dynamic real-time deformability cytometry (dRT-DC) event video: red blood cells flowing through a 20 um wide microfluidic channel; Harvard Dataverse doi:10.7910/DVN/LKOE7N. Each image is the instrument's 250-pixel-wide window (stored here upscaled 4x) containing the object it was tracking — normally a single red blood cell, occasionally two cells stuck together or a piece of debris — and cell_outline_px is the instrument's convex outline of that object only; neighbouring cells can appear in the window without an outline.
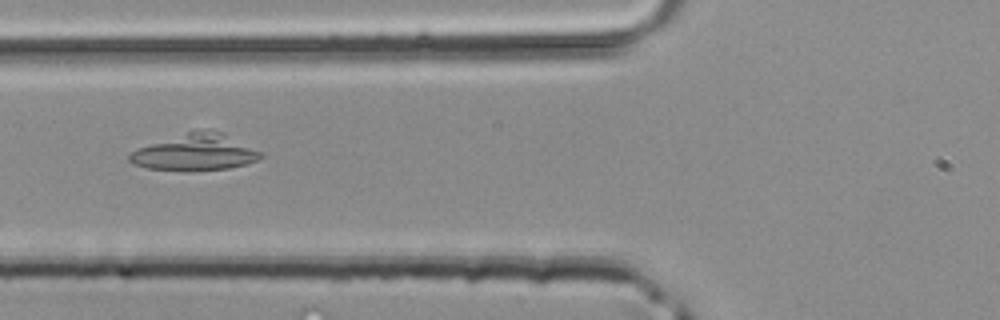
{"species": "common noctule bat (a hibernating species)", "species_latin": "Nyctalus noctula", "temperature_condition": "room temperature", "stored_images_in_passage": 18, "camera_frame_rate_fps": 3000, "um_per_image_px": 0.085, "animal": {"sex": "male", "body_mass_g": 20.4}, "frame": {"image": 1, "passage_image": 3, "time_ms": 0.667, "image_size_px": [1000, 320], "cell_outline_px": [[264, 156], [260, 160], [228, 168], [148, 168], [132, 164], [128, 160], [128, 156], [136, 148], [188, 132], [208, 128], [224, 132], [260, 152]], "centroid_in_image_um": [16.62, 12.9], "position_along_channel_um": 109.2, "area_um2": 26.88}}